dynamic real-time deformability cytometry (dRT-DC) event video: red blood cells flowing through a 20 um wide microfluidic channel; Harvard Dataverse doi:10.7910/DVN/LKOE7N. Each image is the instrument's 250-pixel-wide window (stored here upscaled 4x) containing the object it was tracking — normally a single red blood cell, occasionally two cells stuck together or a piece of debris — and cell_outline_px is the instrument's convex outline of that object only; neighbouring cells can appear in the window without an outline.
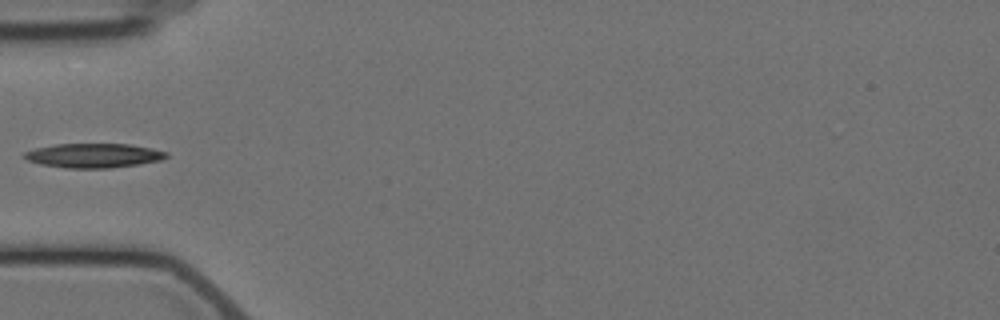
{"species": "Egyptian fruit bat (a non-hibernating species)", "species_latin": "Rousettus aegyptiacus", "temperature_condition": "cold", "stored_images_in_passage": 10, "camera_frame_rate_fps": 3000, "um_per_image_px": 0.085, "animal": {"sex": "female"}, "frame": {"image": 1, "passage_image": 4, "time_ms": 5.333, "image_size_px": [1000, 320], "cell_outline_px": [[168, 156], [160, 160], [140, 164], [112, 168], [64, 168], [40, 164], [28, 160], [20, 156], [24, 152], [36, 148], [56, 144], [128, 144], [152, 148], [168, 152]], "centroid_in_image_um": [7.94, 13.22], "position_along_channel_um": 77.1, "area_um2": 20.23}}
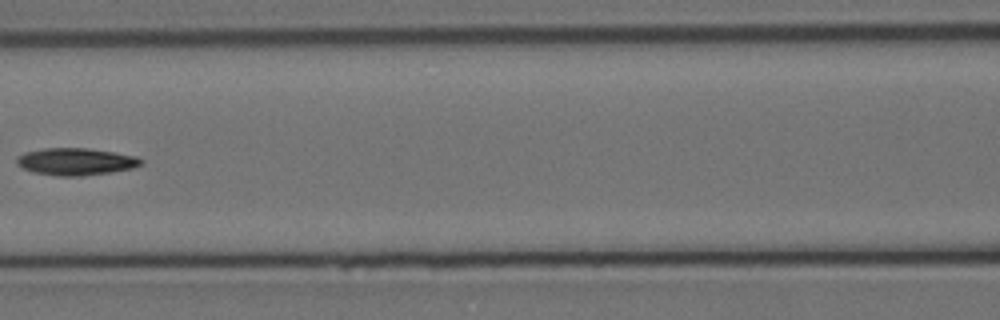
{"frame": {"image": 2, "passage_image": 6, "time_ms": 7.667, "image_size_px": [1000, 320], "cell_outline_px": [[144, 164], [132, 168], [112, 172], [80, 176], [56, 176], [32, 172], [16, 164], [16, 156], [24, 152], [44, 148], [88, 148], [136, 156], [144, 160]], "centroid_in_image_um": [6.43, 13.74], "position_along_channel_um": 160.2, "area_um2": 19.83}}
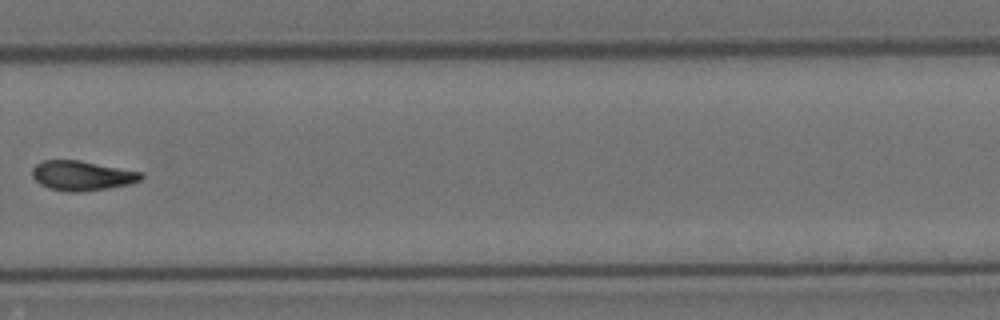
{"frame": {"image": 3, "passage_image": 10, "time_ms": 12.333, "image_size_px": [1000, 320], "cell_outline_px": [[144, 176], [140, 180], [128, 184], [108, 188], [80, 192], [68, 192], [48, 188], [40, 184], [32, 176], [32, 168], [36, 164], [44, 160], [80, 160], [144, 172]], "centroid_in_image_um": [6.97, 14.92], "position_along_channel_um": 322.8, "area_um2": 18.96}}